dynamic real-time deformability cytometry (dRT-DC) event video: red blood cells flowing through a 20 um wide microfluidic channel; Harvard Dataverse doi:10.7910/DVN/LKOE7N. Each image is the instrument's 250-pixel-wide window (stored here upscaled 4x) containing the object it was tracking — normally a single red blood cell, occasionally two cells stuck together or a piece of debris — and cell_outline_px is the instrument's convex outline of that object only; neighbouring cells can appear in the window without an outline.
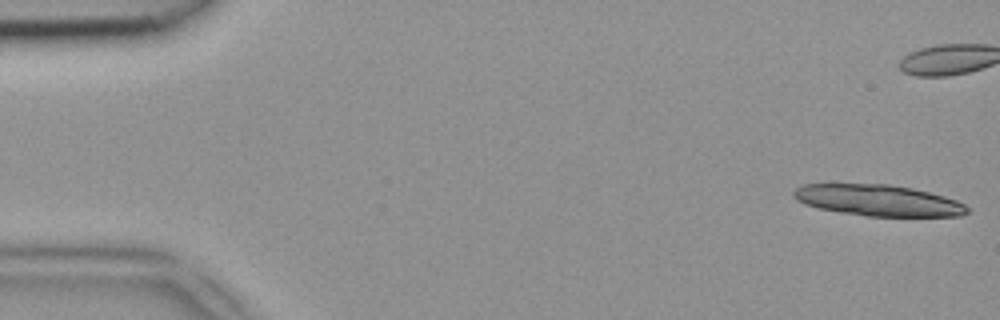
{"species": "common noctule bat (a hibernating species)", "species_latin": "Nyctalus noctula", "temperature_condition": "room temperature", "stored_images_in_passage": 35, "camera_frame_rate_fps": 3000, "um_per_image_px": 0.085, "animal": {"sex": "female", "body_mass_g": 18.4}, "frame": {"image": 1, "passage_image": 1, "time_ms": 0.0, "image_size_px": [1000, 320], "cell_outline_px": [[968, 212], [960, 216], [868, 216], [820, 208], [804, 204], [796, 200], [792, 196], [792, 192], [796, 188], [804, 184], [888, 184], [912, 188], [944, 196], [956, 200], [964, 204], [968, 208]], "centroid_in_image_um": [74.63, 17.02], "position_along_channel_um": 10.4, "area_um2": 31.33}}